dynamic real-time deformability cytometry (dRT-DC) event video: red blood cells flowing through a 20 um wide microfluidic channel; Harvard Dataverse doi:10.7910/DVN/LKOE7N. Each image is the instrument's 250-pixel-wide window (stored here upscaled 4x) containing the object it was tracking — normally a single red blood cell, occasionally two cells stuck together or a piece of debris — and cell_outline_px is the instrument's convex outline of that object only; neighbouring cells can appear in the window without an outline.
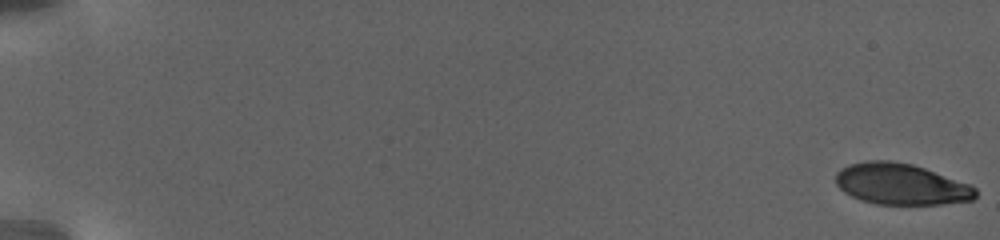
{"species": "human", "species_latin": "Homo sapiens", "temperature_condition": "warm", "stored_images_in_passage": 28, "camera_frame_rate_fps": 3000, "um_per_image_px": 0.085, "donor": {"sex": "female"}, "frame": {"image": 1, "passage_image": 1, "time_ms": 0.0, "image_size_px": [1000, 240], "cell_outline_px": [[976, 196], [972, 200], [940, 204], [876, 204], [860, 200], [844, 192], [836, 184], [836, 172], [840, 168], [852, 164], [868, 160], [888, 160], [912, 164], [924, 168], [968, 184], [976, 188]], "centroid_in_image_um": [76.55, 15.65], "position_along_channel_um": 8.5, "area_um2": 33.29}}
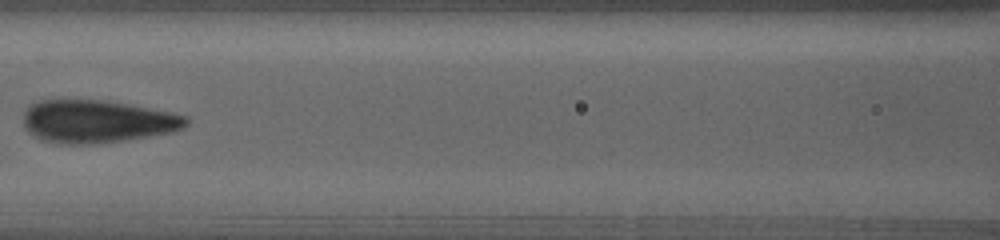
{"frame": {"image": 2, "passage_image": 24, "time_ms": 12.667, "image_size_px": [1000, 240], "cell_outline_px": [[188, 124], [184, 128], [172, 132], [148, 136], [92, 144], [56, 144], [44, 140], [28, 132], [24, 128], [24, 112], [32, 104], [40, 100], [104, 100], [128, 104], [168, 112], [184, 116], [188, 120]], "centroid_in_image_um": [8.22, 10.32], "position_along_channel_um": 158.4, "area_um2": 40.17}}
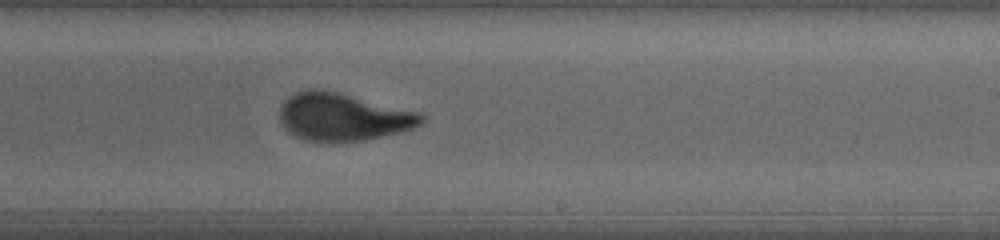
{"frame": {"image": 3, "passage_image": 28, "time_ms": 16.333, "image_size_px": [1000, 240], "cell_outline_px": [[424, 120], [420, 124], [404, 132], [364, 140], [340, 144], [324, 144], [304, 140], [292, 136], [284, 128], [280, 120], [280, 108], [284, 100], [288, 96], [296, 92], [312, 88], [320, 88], [340, 92], [416, 112], [424, 116]], "centroid_in_image_um": [29.08, 9.98], "position_along_channel_um": 259.9, "area_um2": 40.23}}